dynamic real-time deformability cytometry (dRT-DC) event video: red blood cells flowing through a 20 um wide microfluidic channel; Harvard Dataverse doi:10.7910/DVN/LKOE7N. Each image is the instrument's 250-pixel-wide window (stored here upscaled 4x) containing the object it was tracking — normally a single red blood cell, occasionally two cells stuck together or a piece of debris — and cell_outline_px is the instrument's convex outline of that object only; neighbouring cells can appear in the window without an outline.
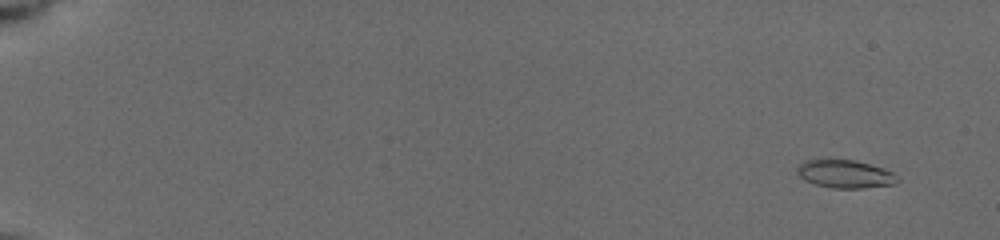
{"species": "common noctule bat (a hibernating species)", "species_latin": "Nyctalus noctula", "temperature_condition": "cold", "stored_images_in_passage": 6, "camera_frame_rate_fps": 3000, "um_per_image_px": 0.085, "animal": {"sex": "female", "body_mass_g": 19.5, "forearm_length_mm": 54.1}, "frame": {"image": 1, "passage_image": 2, "time_ms": 1.0, "image_size_px": [1000, 240], "cell_outline_px": [[900, 180], [892, 184], [864, 188], [832, 188], [816, 184], [800, 176], [796, 172], [796, 168], [804, 160], [856, 160], [884, 168], [900, 176]], "centroid_in_image_um": [71.88, 14.78], "position_along_channel_um": 13.1, "area_um2": 16.3}}